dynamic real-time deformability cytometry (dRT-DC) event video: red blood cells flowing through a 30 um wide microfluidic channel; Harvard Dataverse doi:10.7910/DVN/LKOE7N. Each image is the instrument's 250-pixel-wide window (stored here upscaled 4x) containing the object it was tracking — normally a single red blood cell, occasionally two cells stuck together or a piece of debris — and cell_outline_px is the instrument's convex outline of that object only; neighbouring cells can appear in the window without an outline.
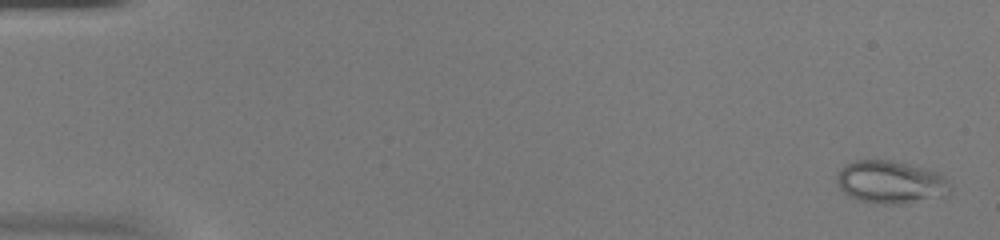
{"species": "common noctule bat (a hibernating species)", "species_latin": "Nyctalus noctula", "temperature_condition": "warm", "stored_images_in_passage": 54, "camera_frame_rate_fps": 3000, "um_per_image_px": 0.085, "animal": {"sex": "female", "body_mass_g": 20.0, "forearm_length_mm": 54.0}, "frame": {"image": 1, "passage_image": 2, "time_ms": 0.333, "image_size_px": [1000, 240], "cell_outline_px": [[952, 188], [948, 196], [944, 200], [904, 204], [880, 204], [856, 200], [848, 196], [840, 188], [836, 180], [836, 176], [840, 168], [856, 160], [892, 160], [940, 172], [952, 184]], "centroid_in_image_um": [75.82, 15.53], "position_along_channel_um": 9.2, "area_um2": 29.36}}
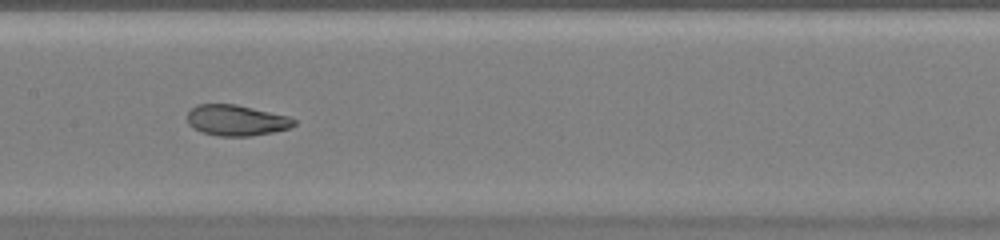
{"frame": {"image": 2, "passage_image": 28, "time_ms": 9.0, "image_size_px": [1000, 240], "cell_outline_px": [[296, 124], [288, 128], [272, 132], [252, 136], [220, 136], [204, 132], [192, 128], [188, 124], [188, 112], [196, 104], [236, 104], [288, 116], [296, 120]], "centroid_in_image_um": [20.08, 10.22], "position_along_channel_um": 187.3, "area_um2": 19.07}}
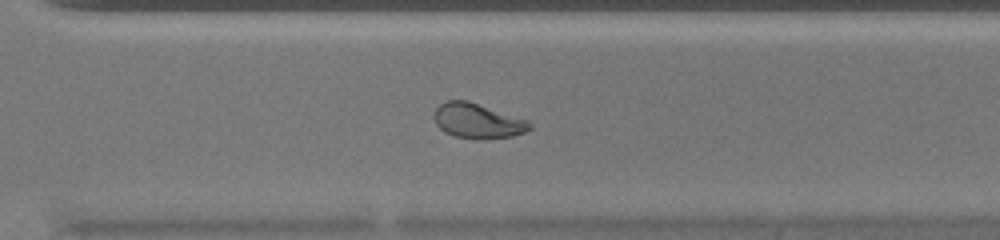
{"frame": {"image": 3, "passage_image": 39, "time_ms": 12.667, "image_size_px": [1000, 240], "cell_outline_px": [[532, 128], [524, 132], [512, 136], [484, 140], [476, 140], [456, 136], [444, 132], [436, 124], [432, 116], [436, 108], [440, 104], [448, 100], [468, 100], [528, 120], [532, 124]], "centroid_in_image_um": [40.59, 10.28], "position_along_channel_um": 330.0, "area_um2": 19.71}, "authors_computed_cell_mechanics": {"area_um2": 22.3397, "velocity_mm_per_s": 3.8951, "shape_relaxation_time_tau1_ms": null, "shape_relaxation_time_tau2_ms": 1.1285, "deformation_change_tau1": null, "deformation_change_tau2": 0.0571}}